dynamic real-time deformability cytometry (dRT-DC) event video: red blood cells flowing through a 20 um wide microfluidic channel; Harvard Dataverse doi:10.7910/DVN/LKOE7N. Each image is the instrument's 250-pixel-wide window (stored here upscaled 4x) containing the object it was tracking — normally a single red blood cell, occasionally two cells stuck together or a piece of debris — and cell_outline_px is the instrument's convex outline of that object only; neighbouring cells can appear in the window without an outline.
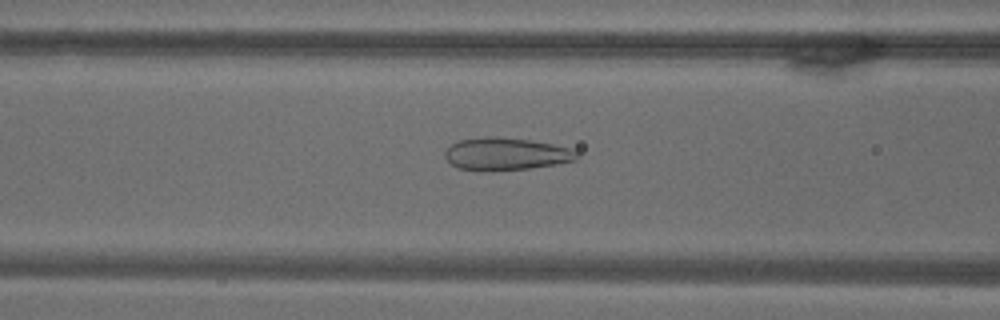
{"species": "common noctule bat (a hibernating species)", "species_latin": "Nyctalus noctula", "temperature_condition": "warm", "stored_images_in_passage": 69, "camera_frame_rate_fps": 3000, "um_per_image_px": 0.085, "animal": {"sex": "male", "body_mass_g": 18.8}, "frame": {"image": 1, "passage_image": 28, "time_ms": 9.0, "image_size_px": [1000, 320], "cell_outline_px": [[580, 156], [576, 160], [556, 164], [528, 168], [492, 172], [456, 168], [444, 156], [444, 152], [452, 144], [460, 140], [484, 136], [496, 136], [528, 140], [552, 144], [572, 148]], "centroid_in_image_um": [43.0, 13.09], "position_along_channel_um": 123.6, "area_um2": 25.14}}
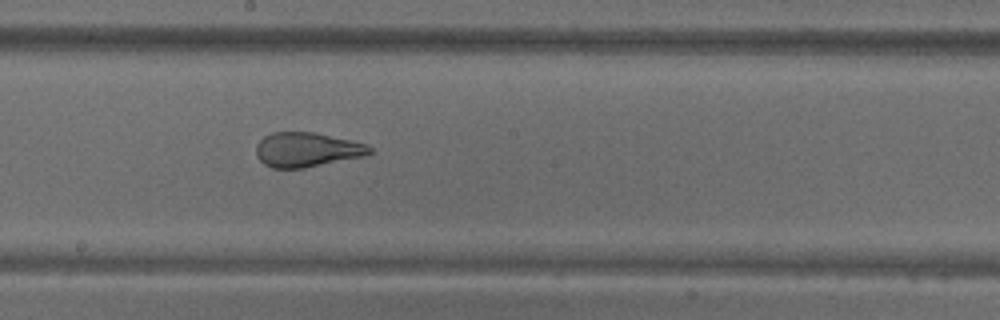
{"frame": {"image": 2, "passage_image": 38, "time_ms": 12.333, "image_size_px": [1000, 320], "cell_outline_px": [[372, 152], [364, 156], [304, 168], [272, 168], [264, 164], [256, 156], [256, 144], [264, 136], [272, 132], [312, 132], [352, 140], [368, 144], [372, 148]], "centroid_in_image_um": [26.08, 12.72], "position_along_channel_um": 222.1, "area_um2": 22.89}}
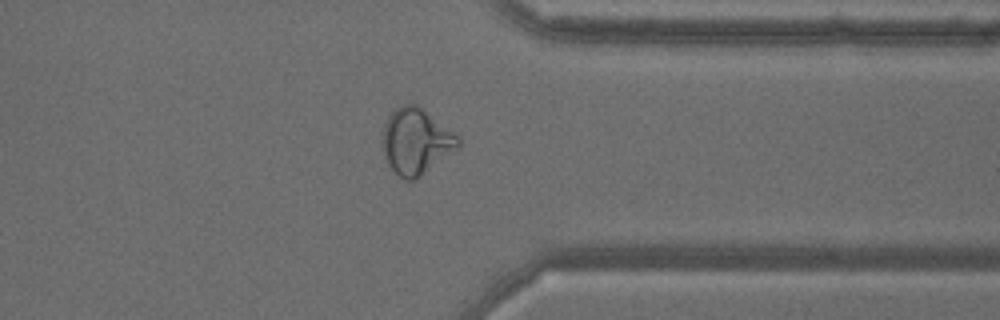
{"frame": {"image": 3, "passage_image": 54, "time_ms": 17.667, "image_size_px": [1000, 320], "cell_outline_px": [[460, 144], [416, 180], [408, 180], [400, 176], [388, 164], [384, 152], [384, 124], [388, 116], [400, 104], [416, 104], [456, 132], [460, 136]], "centroid_in_image_um": [35.38, 11.98], "position_along_channel_um": 376.0, "area_um2": 28.5}}